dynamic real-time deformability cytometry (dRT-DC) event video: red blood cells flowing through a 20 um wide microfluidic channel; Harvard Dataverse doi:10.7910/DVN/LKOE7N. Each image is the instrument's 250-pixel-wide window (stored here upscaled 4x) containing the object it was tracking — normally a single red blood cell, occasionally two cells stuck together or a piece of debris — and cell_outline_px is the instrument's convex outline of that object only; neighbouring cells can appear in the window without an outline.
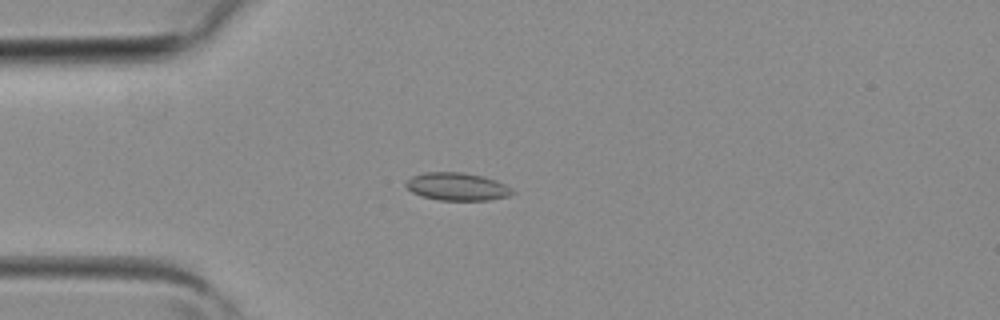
{"species": "common noctule bat (a hibernating species)", "species_latin": "Nyctalus noctula", "temperature_condition": "room temperature", "stored_images_in_passage": 4, "camera_frame_rate_fps": 3000, "um_per_image_px": 0.085, "animal": {"sex": "female", "body_mass_g": 19.3, "forearm_length_mm": 54.1}, "frame": {"image": 1, "passage_image": 4, "time_ms": 1.0, "image_size_px": [1000, 320], "cell_outline_px": [[516, 192], [508, 196], [488, 200], [440, 200], [420, 196], [412, 192], [404, 184], [412, 176], [424, 172], [464, 172], [484, 176], [496, 180], [512, 188]], "centroid_in_image_um": [38.86, 15.85], "position_along_channel_um": 46.1, "area_um2": 17.34}}